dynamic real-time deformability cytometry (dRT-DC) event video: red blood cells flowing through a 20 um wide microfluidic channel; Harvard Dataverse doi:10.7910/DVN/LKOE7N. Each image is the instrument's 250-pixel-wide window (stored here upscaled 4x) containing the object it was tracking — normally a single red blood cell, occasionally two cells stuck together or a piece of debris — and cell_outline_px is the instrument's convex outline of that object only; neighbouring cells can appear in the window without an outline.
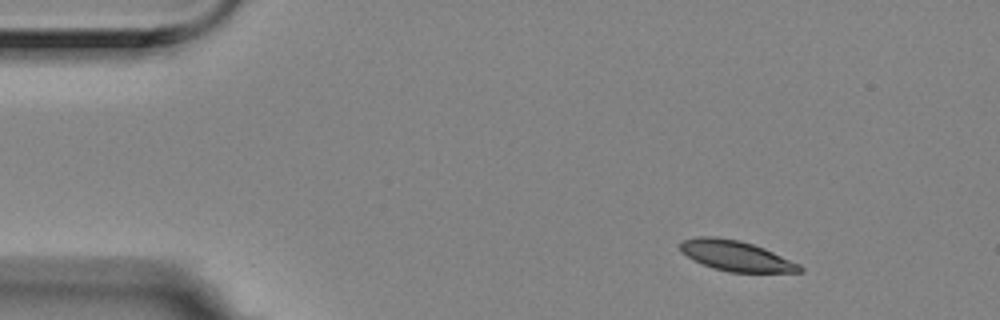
{"species": "Egyptian fruit bat (a non-hibernating species)", "species_latin": "Rousettus aegyptiacus", "temperature_condition": "room temperature", "stored_images_in_passage": 9, "camera_frame_rate_fps": 3000, "um_per_image_px": 0.085, "animal": {"sex": "female"}, "frame": {"image": 1, "passage_image": 1, "time_ms": 0.0, "image_size_px": [1000, 320], "cell_outline_px": [[804, 272], [728, 272], [712, 268], [680, 252], [676, 244], [680, 240], [696, 236], [716, 236], [740, 240], [764, 248], [800, 264], [804, 268]], "centroid_in_image_um": [62.51, 21.72], "position_along_channel_um": 22.5, "area_um2": 21.39}}
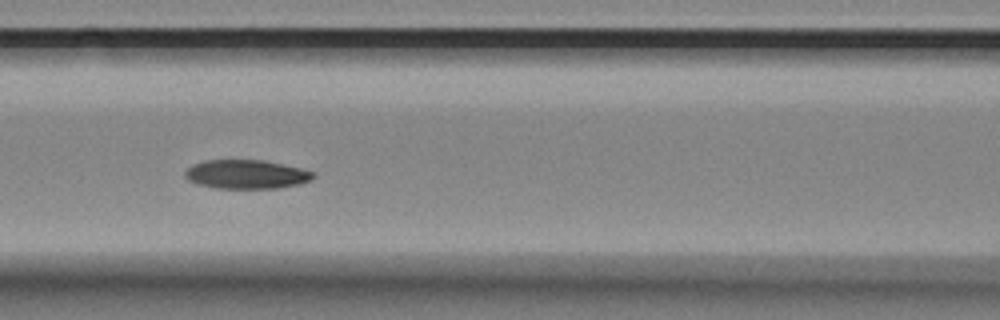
{"frame": {"image": 2, "passage_image": 6, "time_ms": 1.667, "image_size_px": [1000, 320], "cell_outline_px": [[316, 176], [312, 180], [300, 184], [280, 188], [216, 188], [196, 184], [188, 180], [184, 176], [184, 172], [192, 164], [204, 160], [264, 160], [300, 168], [316, 172]], "centroid_in_image_um": [20.95, 14.82], "position_along_channel_um": 145.6, "area_um2": 21.85}}
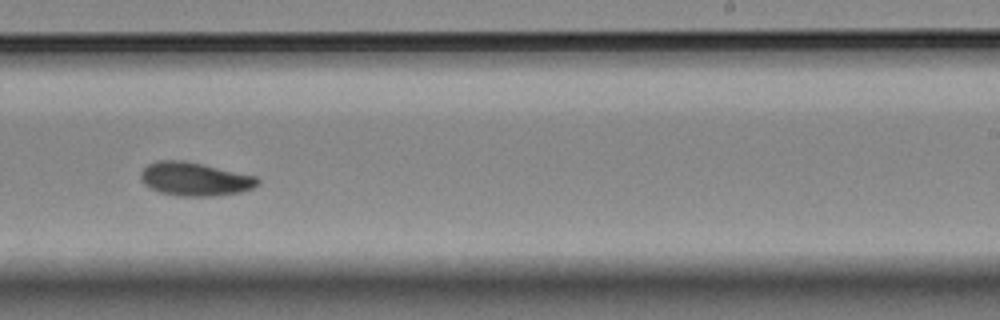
{"frame": {"image": 3, "passage_image": 9, "time_ms": 2.667, "image_size_px": [1000, 320], "cell_outline_px": [[260, 184], [252, 188], [240, 192], [212, 196], [176, 196], [160, 192], [144, 184], [140, 180], [140, 172], [148, 164], [156, 160], [180, 160], [200, 164], [256, 176], [260, 180]], "centroid_in_image_um": [16.53, 15.22], "position_along_channel_um": 272.5, "area_um2": 22.72}}